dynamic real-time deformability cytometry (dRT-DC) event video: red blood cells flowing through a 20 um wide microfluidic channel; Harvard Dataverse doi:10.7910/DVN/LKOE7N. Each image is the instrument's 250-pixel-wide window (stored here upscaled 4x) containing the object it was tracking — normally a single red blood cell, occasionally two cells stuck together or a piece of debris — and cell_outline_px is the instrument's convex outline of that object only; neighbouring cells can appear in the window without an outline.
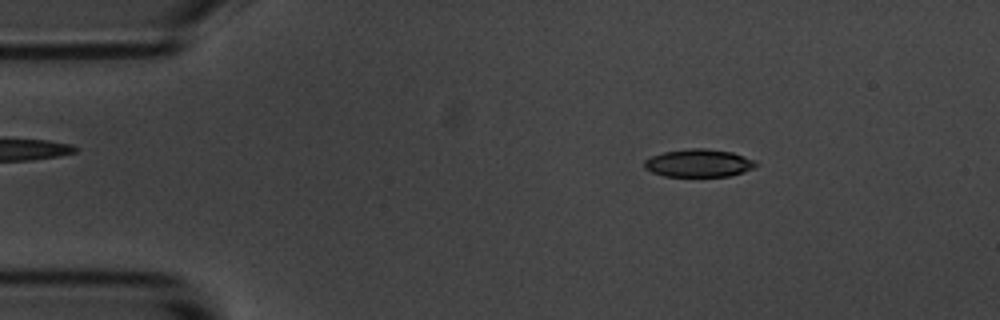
{"species": "common noctule bat (a hibernating species)", "species_latin": "Nyctalus noctula", "temperature_condition": "room temperature", "stored_images_in_passage": 3, "camera_frame_rate_fps": 3000, "um_per_image_px": 0.085, "animal": {"sex": "male", "body_mass_g": 20.1, "forearm_length_mm": 53.5}, "frame": {"image": 1, "passage_image": 1, "time_ms": 0.0, "image_size_px": [1000, 320], "cell_outline_px": [[756, 164], [752, 168], [744, 172], [728, 176], [664, 176], [652, 172], [644, 168], [644, 160], [652, 156], [664, 152], [688, 148], [708, 148], [732, 152], [756, 160]], "centroid_in_image_um": [59.38, 13.85], "position_along_channel_um": 25.6, "area_um2": 18.09}}